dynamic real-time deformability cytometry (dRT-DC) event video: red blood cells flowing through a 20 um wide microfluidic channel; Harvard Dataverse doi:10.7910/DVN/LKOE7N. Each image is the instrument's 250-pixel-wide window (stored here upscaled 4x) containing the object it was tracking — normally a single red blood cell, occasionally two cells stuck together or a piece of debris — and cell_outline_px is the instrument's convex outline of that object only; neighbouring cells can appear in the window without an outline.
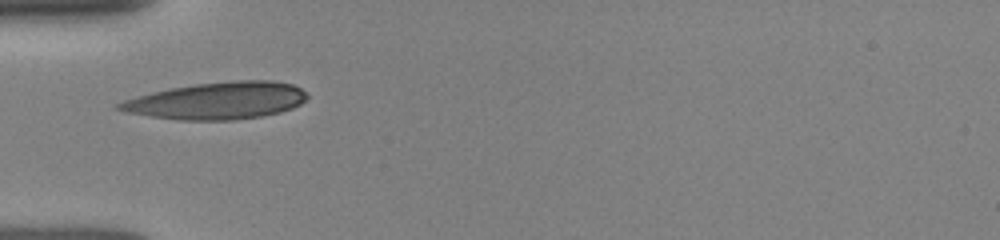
{"species": "human", "species_latin": "Homo sapiens", "temperature_condition": "room temperature", "stored_images_in_passage": 26, "camera_frame_rate_fps": 3000, "um_per_image_px": 0.085, "donor": {"sex": "female"}, "frame": {"image": 1, "passage_image": 1, "time_ms": 0.0, "image_size_px": [1000, 240], "cell_outline_px": [[308, 96], [300, 104], [292, 108], [280, 112], [260, 116], [232, 120], [180, 120], [152, 116], [128, 112], [112, 108], [116, 104], [124, 100], [152, 92], [172, 88], [196, 84], [236, 80], [272, 80], [292, 84], [300, 88]], "centroid_in_image_um": [18.46, 8.56], "position_along_channel_um": 66.5, "area_um2": 40.29}}
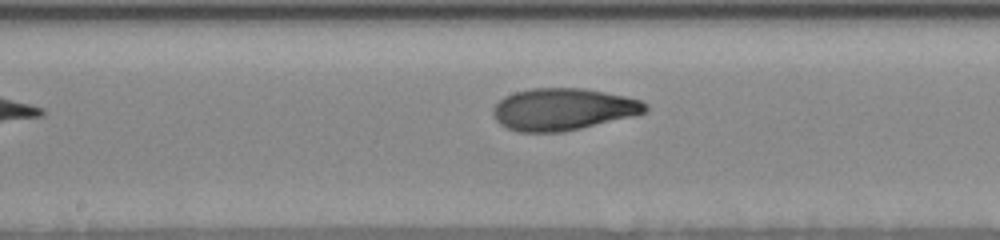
{"frame": {"image": 2, "passage_image": 9, "time_ms": 3.333, "image_size_px": [1000, 240], "cell_outline_px": [[648, 108], [644, 112], [636, 116], [580, 128], [560, 132], [520, 132], [508, 128], [500, 124], [496, 120], [492, 112], [492, 108], [504, 96], [516, 92], [532, 88], [584, 88], [624, 96], [640, 100], [648, 104]], "centroid_in_image_um": [47.86, 9.29], "position_along_channel_um": 200.3, "area_um2": 37.22}}
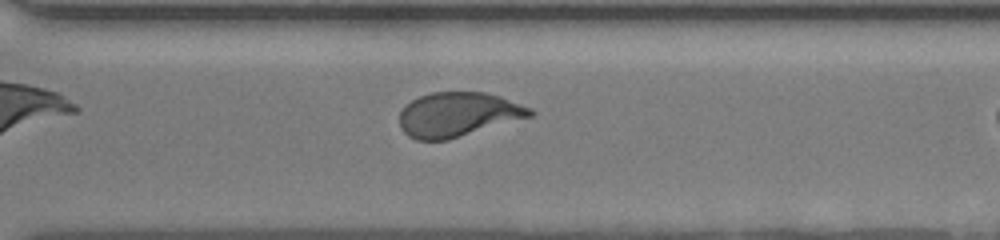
{"frame": {"image": 3, "passage_image": 17, "time_ms": 5.333, "image_size_px": [1000, 240], "cell_outline_px": [[536, 112], [532, 116], [448, 140], [416, 140], [408, 136], [400, 128], [400, 112], [412, 100], [420, 96], [432, 92], [484, 92], [500, 96], [532, 108]], "centroid_in_image_um": [38.94, 9.74], "position_along_channel_um": 331.7, "area_um2": 33.76}}